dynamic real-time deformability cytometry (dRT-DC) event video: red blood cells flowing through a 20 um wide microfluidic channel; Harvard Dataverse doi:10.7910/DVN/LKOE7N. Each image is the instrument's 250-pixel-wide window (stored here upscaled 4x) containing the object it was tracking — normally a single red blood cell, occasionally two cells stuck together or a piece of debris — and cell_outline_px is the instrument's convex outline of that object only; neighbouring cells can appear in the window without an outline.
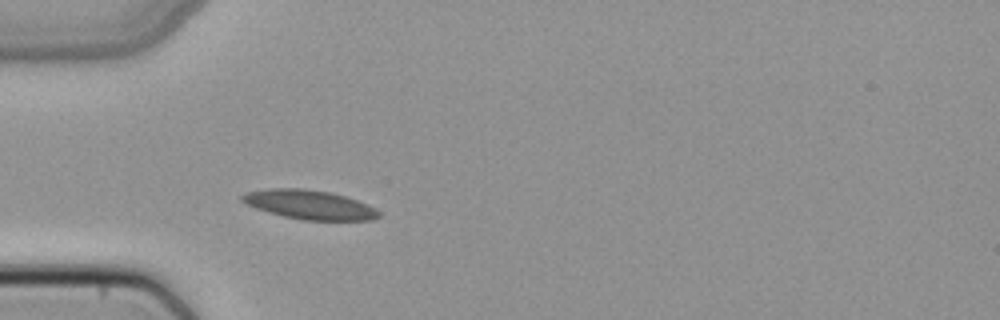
{"species": "common noctule bat (a hibernating species)", "species_latin": "Nyctalus noctula", "temperature_condition": "cold", "stored_images_in_passage": 36, "camera_frame_rate_fps": 3000, "um_per_image_px": 0.085, "animal": {"sex": "female", "body_mass_g": 22.7, "forearm_length_mm": 54.2}, "frame": {"image": 1, "passage_image": 1, "time_ms": 0.0, "image_size_px": [1000, 320], "cell_outline_px": [[380, 216], [372, 220], [304, 220], [284, 216], [268, 212], [256, 208], [240, 200], [240, 196], [244, 192], [268, 188], [304, 188], [328, 192], [344, 196], [356, 200], [380, 212]], "centroid_in_image_um": [26.24, 17.39], "position_along_channel_um": 58.8, "area_um2": 23.0}}
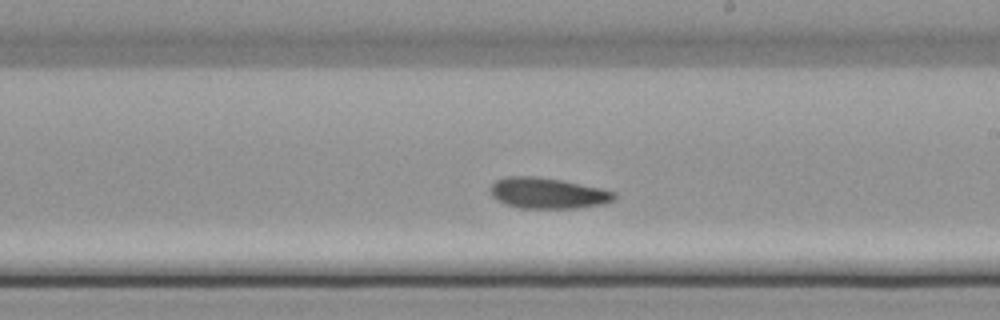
{"frame": {"image": 2, "passage_image": 15, "time_ms": 4.667, "image_size_px": [1000, 320], "cell_outline_px": [[616, 196], [612, 200], [604, 204], [576, 208], [520, 208], [504, 204], [496, 200], [492, 196], [492, 184], [496, 180], [504, 176], [536, 176], [560, 180], [600, 188], [616, 192]], "centroid_in_image_um": [46.54, 16.42], "position_along_channel_um": 242.5, "area_um2": 22.2}}
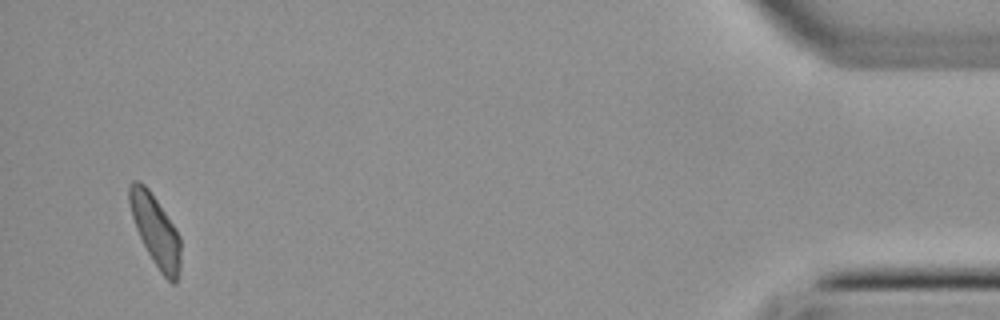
{"frame": {"image": 3, "passage_image": 34, "time_ms": 11.0, "image_size_px": [1000, 320], "cell_outline_px": [[180, 268], [176, 284], [172, 284], [160, 272], [152, 260], [136, 228], [132, 216], [128, 200], [128, 184], [132, 180], [140, 180], [148, 188], [176, 228], [180, 236]], "centroid_in_image_um": [13.21, 19.58], "position_along_channel_um": 422.0, "area_um2": 21.21}}